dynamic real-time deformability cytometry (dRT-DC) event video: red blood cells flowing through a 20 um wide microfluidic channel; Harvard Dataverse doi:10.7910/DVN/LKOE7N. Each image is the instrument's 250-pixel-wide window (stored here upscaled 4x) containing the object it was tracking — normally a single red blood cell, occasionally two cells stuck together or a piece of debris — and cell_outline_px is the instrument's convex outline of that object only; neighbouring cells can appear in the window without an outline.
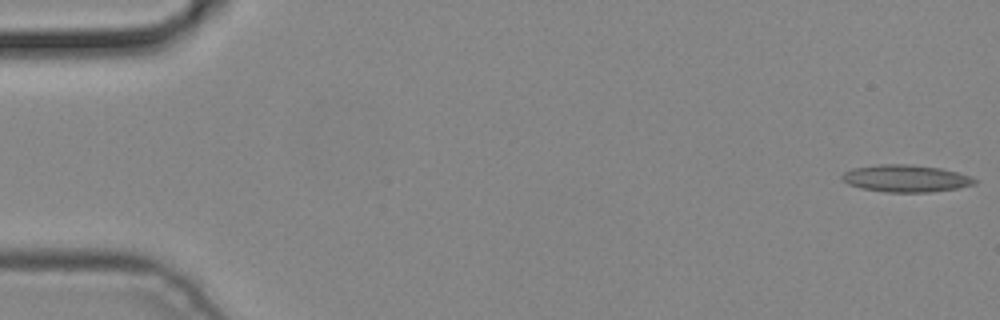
{"species": "common noctule bat (a hibernating species)", "species_latin": "Nyctalus noctula", "temperature_condition": "cold", "stored_images_in_passage": 6, "camera_frame_rate_fps": 3000, "um_per_image_px": 0.085, "animal": {"sex": "male", "body_mass_g": 19.2, "forearm_length_mm": 51.8}, "frame": {"image": 1, "passage_image": 1, "time_ms": 0.0, "image_size_px": [1000, 320], "cell_outline_px": [[976, 184], [960, 188], [928, 192], [888, 192], [860, 188], [848, 184], [840, 176], [844, 172], [852, 168], [880, 164], [908, 164], [940, 168], [956, 172], [968, 176], [976, 180]], "centroid_in_image_um": [76.97, 15.17], "position_along_channel_um": 8.0, "area_um2": 20.87}}
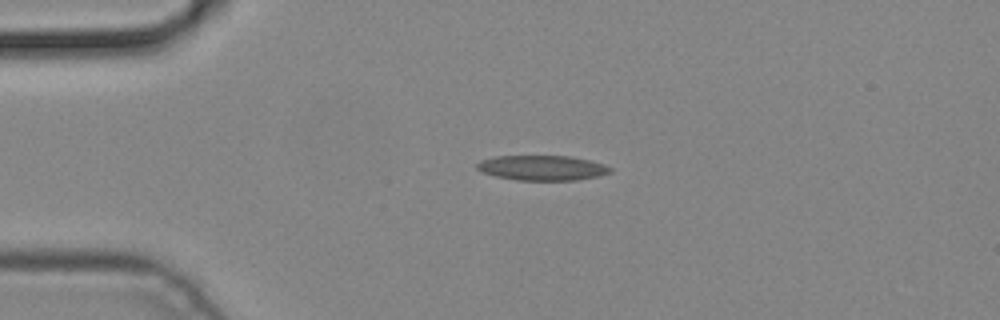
{"frame": {"image": 2, "passage_image": 4, "time_ms": 1.0, "image_size_px": [1000, 320], "cell_outline_px": [[612, 172], [600, 176], [576, 180], [516, 180], [496, 176], [484, 172], [476, 168], [476, 164], [480, 160], [496, 156], [572, 156], [604, 164], [612, 168]], "centroid_in_image_um": [46.11, 14.27], "position_along_channel_um": 38.9, "area_um2": 19.42}}
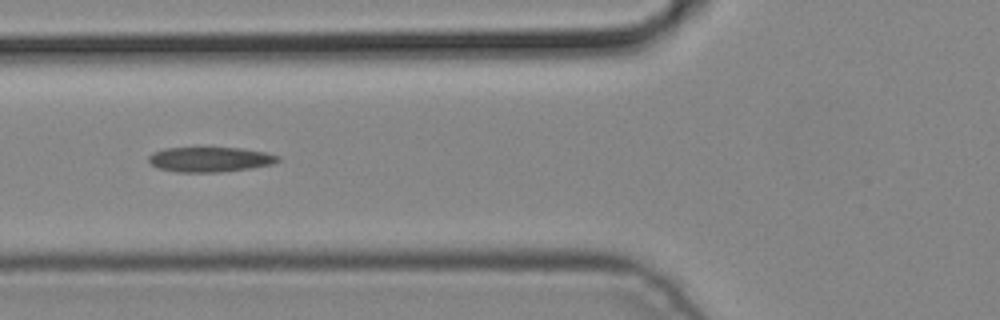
{"frame": {"image": 3, "passage_image": 6, "time_ms": 1.667, "image_size_px": [1000, 320], "cell_outline_px": [[280, 160], [272, 164], [252, 168], [220, 172], [176, 172], [156, 168], [148, 160], [148, 156], [152, 152], [164, 148], [240, 148], [264, 152], [280, 156]], "centroid_in_image_um": [17.82, 13.55], "position_along_channel_um": 108.0, "area_um2": 18.84}}